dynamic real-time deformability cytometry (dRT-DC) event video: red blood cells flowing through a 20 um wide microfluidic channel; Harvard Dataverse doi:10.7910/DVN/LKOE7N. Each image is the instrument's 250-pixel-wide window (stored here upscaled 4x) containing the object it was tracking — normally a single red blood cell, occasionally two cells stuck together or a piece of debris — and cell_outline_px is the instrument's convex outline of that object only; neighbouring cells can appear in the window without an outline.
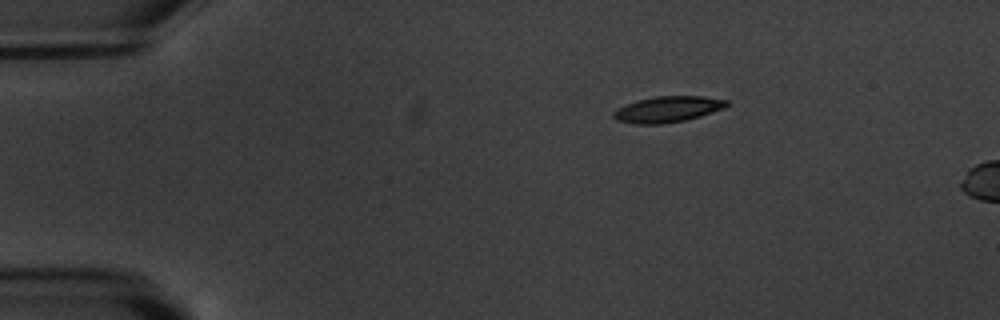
{"species": "common noctule bat (a hibernating species)", "species_latin": "Nyctalus noctula", "temperature_condition": "warm", "stored_images_in_passage": 3, "camera_frame_rate_fps": 3000, "um_per_image_px": 0.085, "animal": {"sex": "male", "body_mass_g": 20.1, "forearm_length_mm": 53.5}, "frame": {"image": 1, "passage_image": 1, "time_ms": 0.0, "image_size_px": [1000, 320], "cell_outline_px": [[728, 104], [724, 108], [700, 116], [684, 120], [664, 124], [636, 124], [616, 120], [612, 116], [612, 112], [616, 108], [636, 100], [656, 96], [704, 96], [728, 100]], "centroid_in_image_um": [56.71, 9.28], "position_along_channel_um": 28.3, "area_um2": 17.22}}